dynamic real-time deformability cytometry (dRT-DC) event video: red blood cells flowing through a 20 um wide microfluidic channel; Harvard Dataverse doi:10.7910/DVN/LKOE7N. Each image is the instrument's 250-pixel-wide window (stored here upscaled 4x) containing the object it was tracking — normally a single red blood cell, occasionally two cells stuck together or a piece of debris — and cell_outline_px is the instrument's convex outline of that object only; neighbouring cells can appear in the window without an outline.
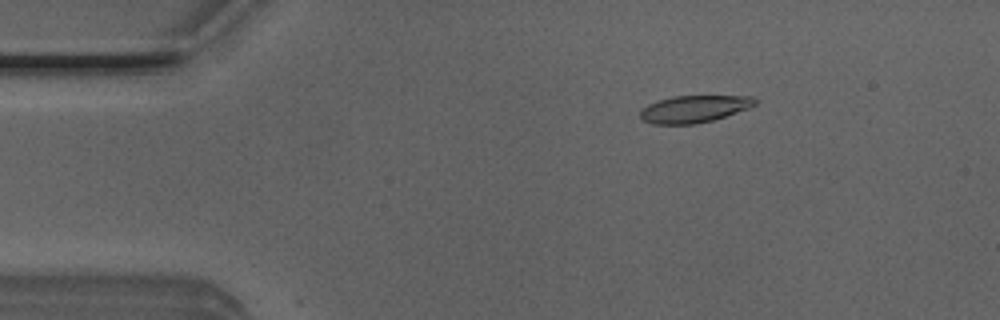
{"species": "Egyptian fruit bat (a non-hibernating species)", "species_latin": "Rousettus aegyptiacus", "temperature_condition": "room temperature", "stored_images_in_passage": 44, "camera_frame_rate_fps": 3000, "um_per_image_px": 0.085, "animal": {"sex": "male"}, "frame": {"image": 1, "passage_image": 1, "time_ms": 0.0, "image_size_px": [1000, 320], "cell_outline_px": [[756, 104], [748, 108], [712, 120], [696, 124], [652, 124], [640, 120], [640, 108], [656, 100], [672, 96], [752, 96], [756, 100]], "centroid_in_image_um": [58.91, 9.26], "position_along_channel_um": 26.1, "area_um2": 18.21}}
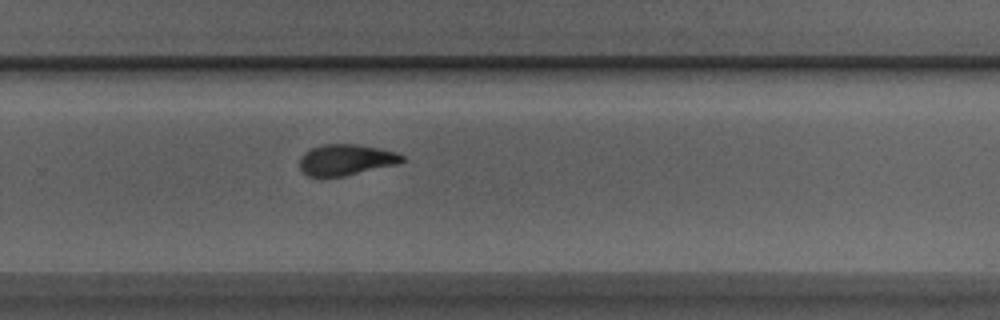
{"frame": {"image": 2, "passage_image": 26, "time_ms": 8.333, "image_size_px": [1000, 320], "cell_outline_px": [[404, 160], [400, 164], [344, 176], [308, 176], [300, 168], [300, 156], [304, 152], [312, 148], [324, 144], [356, 144], [380, 148], [396, 152], [404, 156]], "centroid_in_image_um": [29.44, 13.58], "position_along_channel_um": 300.4, "area_um2": 18.55}}
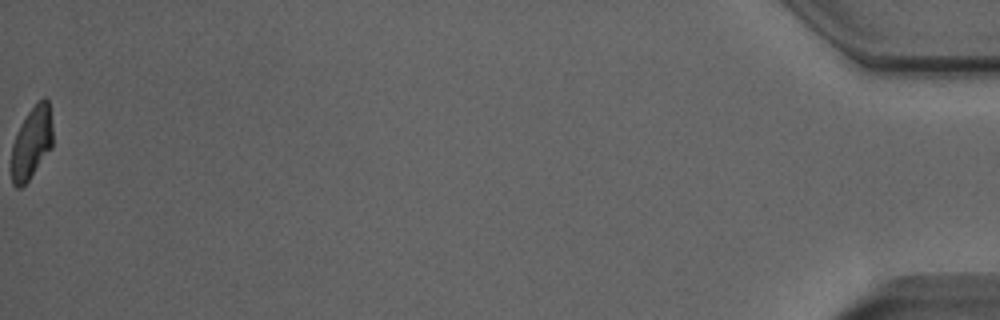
{"frame": {"image": 3, "passage_image": 44, "time_ms": 14.333, "image_size_px": [1000, 320], "cell_outline_px": [[52, 148], [28, 180], [20, 188], [16, 188], [12, 184], [12, 144], [20, 124], [28, 112], [44, 96], [48, 100], [52, 124]], "centroid_in_image_um": [2.69, 12.13], "position_along_channel_um": 432.5, "area_um2": 17.22}, "authors_computed_cell_mechanics": {"area_um2": 18.8428, "velocity_mm_per_s": 4.0279, "shape_relaxation_time_tau1_ms": 4.3263, "shape_relaxation_time_tau2_ms": 2.8325, "deformation_change_tau1": 0.1863, "deformation_change_tau2": 0.0712}}